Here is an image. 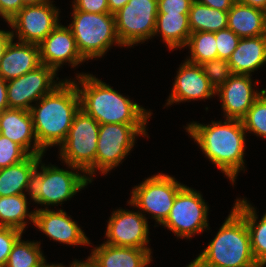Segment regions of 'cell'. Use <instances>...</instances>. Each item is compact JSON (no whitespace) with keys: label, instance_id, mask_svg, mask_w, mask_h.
<instances>
[{"label":"cell","instance_id":"27","mask_svg":"<svg viewBox=\"0 0 266 267\" xmlns=\"http://www.w3.org/2000/svg\"><path fill=\"white\" fill-rule=\"evenodd\" d=\"M25 194L0 196V226L12 227L23 233L28 220L34 223L35 210L29 212ZM27 219V220H26Z\"/></svg>","mask_w":266,"mask_h":267},{"label":"cell","instance_id":"6","mask_svg":"<svg viewBox=\"0 0 266 267\" xmlns=\"http://www.w3.org/2000/svg\"><path fill=\"white\" fill-rule=\"evenodd\" d=\"M71 15L72 22L67 26L86 61L103 57L114 44L123 47L116 34L114 14L72 10Z\"/></svg>","mask_w":266,"mask_h":267},{"label":"cell","instance_id":"43","mask_svg":"<svg viewBox=\"0 0 266 267\" xmlns=\"http://www.w3.org/2000/svg\"><path fill=\"white\" fill-rule=\"evenodd\" d=\"M243 4L266 12V0H244Z\"/></svg>","mask_w":266,"mask_h":267},{"label":"cell","instance_id":"23","mask_svg":"<svg viewBox=\"0 0 266 267\" xmlns=\"http://www.w3.org/2000/svg\"><path fill=\"white\" fill-rule=\"evenodd\" d=\"M227 28L240 38L266 35V12L243 3L228 11Z\"/></svg>","mask_w":266,"mask_h":267},{"label":"cell","instance_id":"48","mask_svg":"<svg viewBox=\"0 0 266 267\" xmlns=\"http://www.w3.org/2000/svg\"><path fill=\"white\" fill-rule=\"evenodd\" d=\"M234 4L235 3H243L244 2V0H231Z\"/></svg>","mask_w":266,"mask_h":267},{"label":"cell","instance_id":"15","mask_svg":"<svg viewBox=\"0 0 266 267\" xmlns=\"http://www.w3.org/2000/svg\"><path fill=\"white\" fill-rule=\"evenodd\" d=\"M63 209L57 211L37 208L33 226L43 232L50 239L64 245L84 246L91 245L90 239L84 230Z\"/></svg>","mask_w":266,"mask_h":267},{"label":"cell","instance_id":"37","mask_svg":"<svg viewBox=\"0 0 266 267\" xmlns=\"http://www.w3.org/2000/svg\"><path fill=\"white\" fill-rule=\"evenodd\" d=\"M194 0H158V13L189 14Z\"/></svg>","mask_w":266,"mask_h":267},{"label":"cell","instance_id":"5","mask_svg":"<svg viewBox=\"0 0 266 267\" xmlns=\"http://www.w3.org/2000/svg\"><path fill=\"white\" fill-rule=\"evenodd\" d=\"M66 166L71 170L52 164L47 165L42 163L41 158L31 171L25 195H29L30 201L49 209L50 205L58 206L71 200L77 192L86 188L88 183H92L80 168L72 165Z\"/></svg>","mask_w":266,"mask_h":267},{"label":"cell","instance_id":"44","mask_svg":"<svg viewBox=\"0 0 266 267\" xmlns=\"http://www.w3.org/2000/svg\"><path fill=\"white\" fill-rule=\"evenodd\" d=\"M69 267H97L95 263L88 257L86 260H77L75 259L72 261V263L69 265Z\"/></svg>","mask_w":266,"mask_h":267},{"label":"cell","instance_id":"45","mask_svg":"<svg viewBox=\"0 0 266 267\" xmlns=\"http://www.w3.org/2000/svg\"><path fill=\"white\" fill-rule=\"evenodd\" d=\"M50 1H52V0H22L24 6H26V5H38V4H42V3L50 2Z\"/></svg>","mask_w":266,"mask_h":267},{"label":"cell","instance_id":"22","mask_svg":"<svg viewBox=\"0 0 266 267\" xmlns=\"http://www.w3.org/2000/svg\"><path fill=\"white\" fill-rule=\"evenodd\" d=\"M228 62L233 74L252 75L266 64V35L241 38Z\"/></svg>","mask_w":266,"mask_h":267},{"label":"cell","instance_id":"10","mask_svg":"<svg viewBox=\"0 0 266 267\" xmlns=\"http://www.w3.org/2000/svg\"><path fill=\"white\" fill-rule=\"evenodd\" d=\"M100 124L80 109L74 116L65 141L59 146V158L86 172L96 159Z\"/></svg>","mask_w":266,"mask_h":267},{"label":"cell","instance_id":"31","mask_svg":"<svg viewBox=\"0 0 266 267\" xmlns=\"http://www.w3.org/2000/svg\"><path fill=\"white\" fill-rule=\"evenodd\" d=\"M241 121L246 133H253L266 139V89L255 100Z\"/></svg>","mask_w":266,"mask_h":267},{"label":"cell","instance_id":"41","mask_svg":"<svg viewBox=\"0 0 266 267\" xmlns=\"http://www.w3.org/2000/svg\"><path fill=\"white\" fill-rule=\"evenodd\" d=\"M13 39L11 30H0V61L4 55L6 47L9 42Z\"/></svg>","mask_w":266,"mask_h":267},{"label":"cell","instance_id":"38","mask_svg":"<svg viewBox=\"0 0 266 267\" xmlns=\"http://www.w3.org/2000/svg\"><path fill=\"white\" fill-rule=\"evenodd\" d=\"M24 7L22 0H0V11L10 21Z\"/></svg>","mask_w":266,"mask_h":267},{"label":"cell","instance_id":"35","mask_svg":"<svg viewBox=\"0 0 266 267\" xmlns=\"http://www.w3.org/2000/svg\"><path fill=\"white\" fill-rule=\"evenodd\" d=\"M22 234L19 229L0 226V267H5L14 243Z\"/></svg>","mask_w":266,"mask_h":267},{"label":"cell","instance_id":"12","mask_svg":"<svg viewBox=\"0 0 266 267\" xmlns=\"http://www.w3.org/2000/svg\"><path fill=\"white\" fill-rule=\"evenodd\" d=\"M54 1L26 5L9 21L13 39L39 45L60 23Z\"/></svg>","mask_w":266,"mask_h":267},{"label":"cell","instance_id":"3","mask_svg":"<svg viewBox=\"0 0 266 267\" xmlns=\"http://www.w3.org/2000/svg\"><path fill=\"white\" fill-rule=\"evenodd\" d=\"M79 110L78 89L73 79L67 78L30 108L38 144L45 152L65 141Z\"/></svg>","mask_w":266,"mask_h":267},{"label":"cell","instance_id":"26","mask_svg":"<svg viewBox=\"0 0 266 267\" xmlns=\"http://www.w3.org/2000/svg\"><path fill=\"white\" fill-rule=\"evenodd\" d=\"M44 155H29L22 162L0 169V196L25 194L29 176Z\"/></svg>","mask_w":266,"mask_h":267},{"label":"cell","instance_id":"39","mask_svg":"<svg viewBox=\"0 0 266 267\" xmlns=\"http://www.w3.org/2000/svg\"><path fill=\"white\" fill-rule=\"evenodd\" d=\"M194 1L209 6L213 9H218L227 12L232 8L234 4L231 0H194Z\"/></svg>","mask_w":266,"mask_h":267},{"label":"cell","instance_id":"29","mask_svg":"<svg viewBox=\"0 0 266 267\" xmlns=\"http://www.w3.org/2000/svg\"><path fill=\"white\" fill-rule=\"evenodd\" d=\"M40 241L22 240L14 243L5 267H41L47 260L42 253Z\"/></svg>","mask_w":266,"mask_h":267},{"label":"cell","instance_id":"47","mask_svg":"<svg viewBox=\"0 0 266 267\" xmlns=\"http://www.w3.org/2000/svg\"><path fill=\"white\" fill-rule=\"evenodd\" d=\"M0 17H1L2 19H4L5 22L8 23L7 25H9V21L4 17V15L2 14L1 11H0Z\"/></svg>","mask_w":266,"mask_h":267},{"label":"cell","instance_id":"42","mask_svg":"<svg viewBox=\"0 0 266 267\" xmlns=\"http://www.w3.org/2000/svg\"><path fill=\"white\" fill-rule=\"evenodd\" d=\"M129 0H108L109 11L111 14H115L122 7H124Z\"/></svg>","mask_w":266,"mask_h":267},{"label":"cell","instance_id":"30","mask_svg":"<svg viewBox=\"0 0 266 267\" xmlns=\"http://www.w3.org/2000/svg\"><path fill=\"white\" fill-rule=\"evenodd\" d=\"M190 50V56L185 60L201 65L205 61L218 58L215 32H193L190 34L185 48Z\"/></svg>","mask_w":266,"mask_h":267},{"label":"cell","instance_id":"1","mask_svg":"<svg viewBox=\"0 0 266 267\" xmlns=\"http://www.w3.org/2000/svg\"><path fill=\"white\" fill-rule=\"evenodd\" d=\"M186 132L201 151L231 182L235 181L239 172H245L246 131L239 119L225 118L211 121L210 124L190 122Z\"/></svg>","mask_w":266,"mask_h":267},{"label":"cell","instance_id":"46","mask_svg":"<svg viewBox=\"0 0 266 267\" xmlns=\"http://www.w3.org/2000/svg\"><path fill=\"white\" fill-rule=\"evenodd\" d=\"M41 267H66V266L62 265V263H60V264H58V263L57 264L50 263L49 264L46 261Z\"/></svg>","mask_w":266,"mask_h":267},{"label":"cell","instance_id":"19","mask_svg":"<svg viewBox=\"0 0 266 267\" xmlns=\"http://www.w3.org/2000/svg\"><path fill=\"white\" fill-rule=\"evenodd\" d=\"M0 134L20 145L29 155L46 153L38 144L32 117L28 110L9 108L2 111Z\"/></svg>","mask_w":266,"mask_h":267},{"label":"cell","instance_id":"28","mask_svg":"<svg viewBox=\"0 0 266 267\" xmlns=\"http://www.w3.org/2000/svg\"><path fill=\"white\" fill-rule=\"evenodd\" d=\"M228 12L213 9L193 1L189 10L188 20L191 33L217 32L227 28Z\"/></svg>","mask_w":266,"mask_h":267},{"label":"cell","instance_id":"7","mask_svg":"<svg viewBox=\"0 0 266 267\" xmlns=\"http://www.w3.org/2000/svg\"><path fill=\"white\" fill-rule=\"evenodd\" d=\"M147 125L130 124H101L99 128L97 151L95 163L85 172L87 177L93 181L97 171L106 175L123 160L134 149L138 136L148 135Z\"/></svg>","mask_w":266,"mask_h":267},{"label":"cell","instance_id":"9","mask_svg":"<svg viewBox=\"0 0 266 267\" xmlns=\"http://www.w3.org/2000/svg\"><path fill=\"white\" fill-rule=\"evenodd\" d=\"M209 206L201 192L185 185L176 195L167 219L161 224L178 238L190 239L193 235L210 230Z\"/></svg>","mask_w":266,"mask_h":267},{"label":"cell","instance_id":"24","mask_svg":"<svg viewBox=\"0 0 266 267\" xmlns=\"http://www.w3.org/2000/svg\"><path fill=\"white\" fill-rule=\"evenodd\" d=\"M233 208L245 219L253 256L260 267H266V212L260 220L256 208L246 198L236 199Z\"/></svg>","mask_w":266,"mask_h":267},{"label":"cell","instance_id":"32","mask_svg":"<svg viewBox=\"0 0 266 267\" xmlns=\"http://www.w3.org/2000/svg\"><path fill=\"white\" fill-rule=\"evenodd\" d=\"M203 72L210 85L217 91L233 74L231 66L226 59H212L201 64Z\"/></svg>","mask_w":266,"mask_h":267},{"label":"cell","instance_id":"13","mask_svg":"<svg viewBox=\"0 0 266 267\" xmlns=\"http://www.w3.org/2000/svg\"><path fill=\"white\" fill-rule=\"evenodd\" d=\"M61 82L62 79L57 77V72L53 68L41 64L36 69L7 81L9 108L29 111L34 103L50 93Z\"/></svg>","mask_w":266,"mask_h":267},{"label":"cell","instance_id":"4","mask_svg":"<svg viewBox=\"0 0 266 267\" xmlns=\"http://www.w3.org/2000/svg\"><path fill=\"white\" fill-rule=\"evenodd\" d=\"M190 267H260L252 253L245 219L232 207L219 231Z\"/></svg>","mask_w":266,"mask_h":267},{"label":"cell","instance_id":"14","mask_svg":"<svg viewBox=\"0 0 266 267\" xmlns=\"http://www.w3.org/2000/svg\"><path fill=\"white\" fill-rule=\"evenodd\" d=\"M146 214L139 210L134 212L126 209L112 211L105 231L104 243L113 246L135 247L151 249L148 247L149 225Z\"/></svg>","mask_w":266,"mask_h":267},{"label":"cell","instance_id":"21","mask_svg":"<svg viewBox=\"0 0 266 267\" xmlns=\"http://www.w3.org/2000/svg\"><path fill=\"white\" fill-rule=\"evenodd\" d=\"M88 256L97 267H147L152 261V250L113 246L102 243Z\"/></svg>","mask_w":266,"mask_h":267},{"label":"cell","instance_id":"40","mask_svg":"<svg viewBox=\"0 0 266 267\" xmlns=\"http://www.w3.org/2000/svg\"><path fill=\"white\" fill-rule=\"evenodd\" d=\"M6 109H9L7 100V81L0 77V113Z\"/></svg>","mask_w":266,"mask_h":267},{"label":"cell","instance_id":"18","mask_svg":"<svg viewBox=\"0 0 266 267\" xmlns=\"http://www.w3.org/2000/svg\"><path fill=\"white\" fill-rule=\"evenodd\" d=\"M179 66L165 106L198 99L205 101L215 97L216 91L210 85L201 65L185 60Z\"/></svg>","mask_w":266,"mask_h":267},{"label":"cell","instance_id":"11","mask_svg":"<svg viewBox=\"0 0 266 267\" xmlns=\"http://www.w3.org/2000/svg\"><path fill=\"white\" fill-rule=\"evenodd\" d=\"M158 0H129L115 16L116 34L123 47L137 46L154 37Z\"/></svg>","mask_w":266,"mask_h":267},{"label":"cell","instance_id":"17","mask_svg":"<svg viewBox=\"0 0 266 267\" xmlns=\"http://www.w3.org/2000/svg\"><path fill=\"white\" fill-rule=\"evenodd\" d=\"M41 64L57 73L67 62L72 68L86 60L79 53L71 29L61 23L38 45Z\"/></svg>","mask_w":266,"mask_h":267},{"label":"cell","instance_id":"16","mask_svg":"<svg viewBox=\"0 0 266 267\" xmlns=\"http://www.w3.org/2000/svg\"><path fill=\"white\" fill-rule=\"evenodd\" d=\"M252 75L232 74L216 91L221 103L224 118L241 120L252 107L264 89L254 90Z\"/></svg>","mask_w":266,"mask_h":267},{"label":"cell","instance_id":"25","mask_svg":"<svg viewBox=\"0 0 266 267\" xmlns=\"http://www.w3.org/2000/svg\"><path fill=\"white\" fill-rule=\"evenodd\" d=\"M158 34L169 51L184 49L191 34L188 14L158 13L154 36Z\"/></svg>","mask_w":266,"mask_h":267},{"label":"cell","instance_id":"34","mask_svg":"<svg viewBox=\"0 0 266 267\" xmlns=\"http://www.w3.org/2000/svg\"><path fill=\"white\" fill-rule=\"evenodd\" d=\"M218 58L228 60L240 41V37L229 28L215 32Z\"/></svg>","mask_w":266,"mask_h":267},{"label":"cell","instance_id":"33","mask_svg":"<svg viewBox=\"0 0 266 267\" xmlns=\"http://www.w3.org/2000/svg\"><path fill=\"white\" fill-rule=\"evenodd\" d=\"M28 156L20 145L0 134V169L18 164Z\"/></svg>","mask_w":266,"mask_h":267},{"label":"cell","instance_id":"2","mask_svg":"<svg viewBox=\"0 0 266 267\" xmlns=\"http://www.w3.org/2000/svg\"><path fill=\"white\" fill-rule=\"evenodd\" d=\"M78 80V82L75 80ZM80 109L101 124L147 125L152 112L89 73H76Z\"/></svg>","mask_w":266,"mask_h":267},{"label":"cell","instance_id":"36","mask_svg":"<svg viewBox=\"0 0 266 267\" xmlns=\"http://www.w3.org/2000/svg\"><path fill=\"white\" fill-rule=\"evenodd\" d=\"M71 6L86 13H110L108 0H74Z\"/></svg>","mask_w":266,"mask_h":267},{"label":"cell","instance_id":"8","mask_svg":"<svg viewBox=\"0 0 266 267\" xmlns=\"http://www.w3.org/2000/svg\"><path fill=\"white\" fill-rule=\"evenodd\" d=\"M184 186L172 175L154 174L133 187L127 202L131 207H137L142 214H150L156 224L161 225L167 219L177 193Z\"/></svg>","mask_w":266,"mask_h":267},{"label":"cell","instance_id":"20","mask_svg":"<svg viewBox=\"0 0 266 267\" xmlns=\"http://www.w3.org/2000/svg\"><path fill=\"white\" fill-rule=\"evenodd\" d=\"M12 39L0 61V77L9 81L18 78L41 65L39 46Z\"/></svg>","mask_w":266,"mask_h":267}]
</instances>
